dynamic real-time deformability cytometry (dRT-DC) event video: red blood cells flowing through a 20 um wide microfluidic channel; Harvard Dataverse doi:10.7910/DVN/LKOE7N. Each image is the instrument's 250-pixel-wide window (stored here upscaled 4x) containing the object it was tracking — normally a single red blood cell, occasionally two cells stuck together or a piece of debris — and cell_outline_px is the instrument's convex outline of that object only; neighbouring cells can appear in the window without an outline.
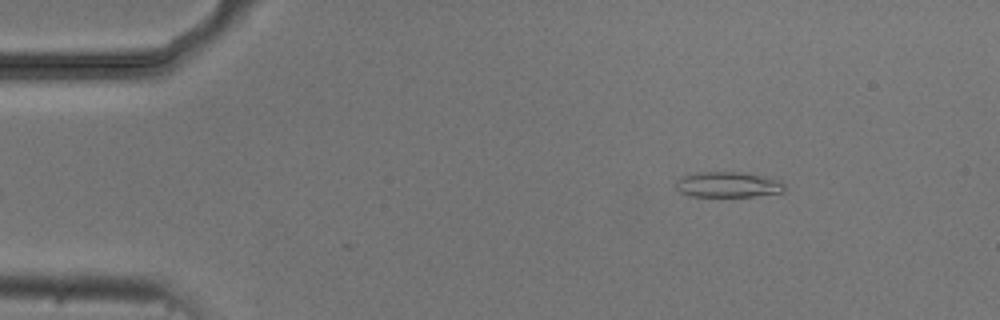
{"species": "common noctule bat (a hibernating species)", "species_latin": "Nyctalus noctula", "temperature_condition": "cold", "stored_images_in_passage": 3, "camera_frame_rate_fps": 3000, "um_per_image_px": 0.085, "animal": {"sex": "male", "body_mass_g": 20.5, "forearm_length_mm": 52.5}, "frame": {"image": 1, "passage_image": 1, "time_ms": 0.0, "image_size_px": [1000, 320], "cell_outline_px": [[784, 192], [752, 196], [688, 196], [680, 192], [676, 188], [676, 180], [684, 176], [700, 172], [740, 172], [764, 176], [780, 180], [784, 184]], "centroid_in_image_um": [61.88, 15.69], "position_along_channel_um": 23.1, "area_um2": 16.07}}